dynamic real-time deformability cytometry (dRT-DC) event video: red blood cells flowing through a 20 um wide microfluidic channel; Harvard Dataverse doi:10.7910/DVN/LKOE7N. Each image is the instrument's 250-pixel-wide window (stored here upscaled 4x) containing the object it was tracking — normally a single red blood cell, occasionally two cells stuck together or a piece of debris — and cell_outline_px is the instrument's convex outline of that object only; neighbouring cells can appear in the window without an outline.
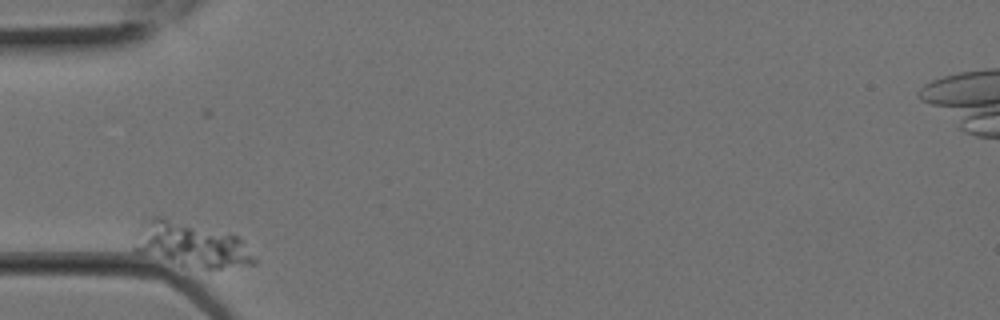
{"species": "Egyptian fruit bat (a non-hibernating species)", "species_latin": "Rousettus aegyptiacus", "temperature_condition": "room temperature", "stored_images_in_passage": 1, "camera_frame_rate_fps": 3000, "um_per_image_px": 0.085, "animal": {"sex": "female"}, "frame": {"image": 1, "passage_image": 1, "time_ms": 0.0, "image_size_px": [1000, 320], "cell_outline_px": [[256, 260], [252, 264], [208, 272], [136, 252], [132, 248], [152, 216], [160, 216], [240, 236], [256, 256]], "centroid_in_image_um": [16.4, 20.87], "position_along_channel_um": 68.6, "area_um2": 31.21}}